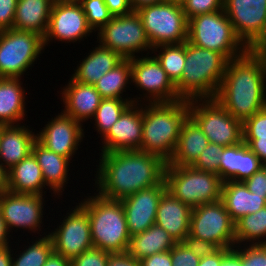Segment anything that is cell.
Segmentation results:
<instances>
[{"mask_svg": "<svg viewBox=\"0 0 266 266\" xmlns=\"http://www.w3.org/2000/svg\"><path fill=\"white\" fill-rule=\"evenodd\" d=\"M99 154L93 184L105 198L122 200L164 180L167 162L159 156L140 150Z\"/></svg>", "mask_w": 266, "mask_h": 266, "instance_id": "cell-1", "label": "cell"}, {"mask_svg": "<svg viewBox=\"0 0 266 266\" xmlns=\"http://www.w3.org/2000/svg\"><path fill=\"white\" fill-rule=\"evenodd\" d=\"M214 99L242 123L266 106L265 70L255 51L228 61Z\"/></svg>", "mask_w": 266, "mask_h": 266, "instance_id": "cell-2", "label": "cell"}, {"mask_svg": "<svg viewBox=\"0 0 266 266\" xmlns=\"http://www.w3.org/2000/svg\"><path fill=\"white\" fill-rule=\"evenodd\" d=\"M189 116V101L143 104V130L140 151L169 162L176 149L181 127Z\"/></svg>", "mask_w": 266, "mask_h": 266, "instance_id": "cell-3", "label": "cell"}, {"mask_svg": "<svg viewBox=\"0 0 266 266\" xmlns=\"http://www.w3.org/2000/svg\"><path fill=\"white\" fill-rule=\"evenodd\" d=\"M228 59L221 53L186 41V57L181 79L175 84L182 100L214 99L223 80Z\"/></svg>", "mask_w": 266, "mask_h": 266, "instance_id": "cell-4", "label": "cell"}, {"mask_svg": "<svg viewBox=\"0 0 266 266\" xmlns=\"http://www.w3.org/2000/svg\"><path fill=\"white\" fill-rule=\"evenodd\" d=\"M78 203L87 211L93 247L112 254L126 253L130 245L126 215L121 200L94 193Z\"/></svg>", "mask_w": 266, "mask_h": 266, "instance_id": "cell-5", "label": "cell"}, {"mask_svg": "<svg viewBox=\"0 0 266 266\" xmlns=\"http://www.w3.org/2000/svg\"><path fill=\"white\" fill-rule=\"evenodd\" d=\"M187 41L221 53L228 60L241 56L249 49L235 33L224 9L188 19Z\"/></svg>", "mask_w": 266, "mask_h": 266, "instance_id": "cell-6", "label": "cell"}, {"mask_svg": "<svg viewBox=\"0 0 266 266\" xmlns=\"http://www.w3.org/2000/svg\"><path fill=\"white\" fill-rule=\"evenodd\" d=\"M164 180L167 191L192 208L221 200L222 181L215 173L166 164Z\"/></svg>", "mask_w": 266, "mask_h": 266, "instance_id": "cell-7", "label": "cell"}, {"mask_svg": "<svg viewBox=\"0 0 266 266\" xmlns=\"http://www.w3.org/2000/svg\"><path fill=\"white\" fill-rule=\"evenodd\" d=\"M43 37L32 31H0V77L23 78L44 53Z\"/></svg>", "mask_w": 266, "mask_h": 266, "instance_id": "cell-8", "label": "cell"}, {"mask_svg": "<svg viewBox=\"0 0 266 266\" xmlns=\"http://www.w3.org/2000/svg\"><path fill=\"white\" fill-rule=\"evenodd\" d=\"M152 48L187 41L188 19L181 5L162 2L136 11Z\"/></svg>", "mask_w": 266, "mask_h": 266, "instance_id": "cell-9", "label": "cell"}, {"mask_svg": "<svg viewBox=\"0 0 266 266\" xmlns=\"http://www.w3.org/2000/svg\"><path fill=\"white\" fill-rule=\"evenodd\" d=\"M96 36V42L116 51L124 59L135 58L140 54L142 56L150 55L153 49L146 36L142 20L136 11L112 17L106 25L97 31ZM143 51L147 53L143 54ZM138 53L140 54L138 55Z\"/></svg>", "mask_w": 266, "mask_h": 266, "instance_id": "cell-10", "label": "cell"}, {"mask_svg": "<svg viewBox=\"0 0 266 266\" xmlns=\"http://www.w3.org/2000/svg\"><path fill=\"white\" fill-rule=\"evenodd\" d=\"M189 115L210 143L226 147L243 141L242 122L231 116L215 99L189 100Z\"/></svg>", "mask_w": 266, "mask_h": 266, "instance_id": "cell-11", "label": "cell"}, {"mask_svg": "<svg viewBox=\"0 0 266 266\" xmlns=\"http://www.w3.org/2000/svg\"><path fill=\"white\" fill-rule=\"evenodd\" d=\"M131 83L140 91L139 97L133 95V103H169L181 100L175 85L152 54L131 58Z\"/></svg>", "mask_w": 266, "mask_h": 266, "instance_id": "cell-12", "label": "cell"}, {"mask_svg": "<svg viewBox=\"0 0 266 266\" xmlns=\"http://www.w3.org/2000/svg\"><path fill=\"white\" fill-rule=\"evenodd\" d=\"M189 235L211 241L219 248L236 245L235 222L221 200L192 209Z\"/></svg>", "mask_w": 266, "mask_h": 266, "instance_id": "cell-13", "label": "cell"}, {"mask_svg": "<svg viewBox=\"0 0 266 266\" xmlns=\"http://www.w3.org/2000/svg\"><path fill=\"white\" fill-rule=\"evenodd\" d=\"M69 207L65 217L48 234L53 241L54 253L72 260L93 247L87 211L79 204Z\"/></svg>", "mask_w": 266, "mask_h": 266, "instance_id": "cell-14", "label": "cell"}, {"mask_svg": "<svg viewBox=\"0 0 266 266\" xmlns=\"http://www.w3.org/2000/svg\"><path fill=\"white\" fill-rule=\"evenodd\" d=\"M92 28L88 25L86 15L78 0H55L48 28L43 37L44 47L52 41L77 43L88 39ZM49 44V45H48Z\"/></svg>", "mask_w": 266, "mask_h": 266, "instance_id": "cell-15", "label": "cell"}, {"mask_svg": "<svg viewBox=\"0 0 266 266\" xmlns=\"http://www.w3.org/2000/svg\"><path fill=\"white\" fill-rule=\"evenodd\" d=\"M46 195L13 193L6 191L0 196V211L8 227L9 232L13 235L19 229L22 233L40 234L43 227V215H45L44 206L46 205ZM45 200V201H44ZM28 229V231H27Z\"/></svg>", "mask_w": 266, "mask_h": 266, "instance_id": "cell-16", "label": "cell"}, {"mask_svg": "<svg viewBox=\"0 0 266 266\" xmlns=\"http://www.w3.org/2000/svg\"><path fill=\"white\" fill-rule=\"evenodd\" d=\"M85 125L62 111L45 123L40 132L36 131V140L46 149L72 161L85 137Z\"/></svg>", "mask_w": 266, "mask_h": 266, "instance_id": "cell-17", "label": "cell"}, {"mask_svg": "<svg viewBox=\"0 0 266 266\" xmlns=\"http://www.w3.org/2000/svg\"><path fill=\"white\" fill-rule=\"evenodd\" d=\"M233 29L250 49L266 30V0H224Z\"/></svg>", "mask_w": 266, "mask_h": 266, "instance_id": "cell-18", "label": "cell"}, {"mask_svg": "<svg viewBox=\"0 0 266 266\" xmlns=\"http://www.w3.org/2000/svg\"><path fill=\"white\" fill-rule=\"evenodd\" d=\"M143 130V104L132 103L108 133L100 139L99 153L140 150ZM102 147V148H101Z\"/></svg>", "mask_w": 266, "mask_h": 266, "instance_id": "cell-19", "label": "cell"}, {"mask_svg": "<svg viewBox=\"0 0 266 266\" xmlns=\"http://www.w3.org/2000/svg\"><path fill=\"white\" fill-rule=\"evenodd\" d=\"M165 180L121 200L130 236L144 232L155 224L158 204L166 191Z\"/></svg>", "mask_w": 266, "mask_h": 266, "instance_id": "cell-20", "label": "cell"}, {"mask_svg": "<svg viewBox=\"0 0 266 266\" xmlns=\"http://www.w3.org/2000/svg\"><path fill=\"white\" fill-rule=\"evenodd\" d=\"M61 102L64 109L62 112L74 120L84 124L94 117L100 105L102 97L96 90L95 85L83 84L75 81L72 77L64 87H60Z\"/></svg>", "mask_w": 266, "mask_h": 266, "instance_id": "cell-21", "label": "cell"}, {"mask_svg": "<svg viewBox=\"0 0 266 266\" xmlns=\"http://www.w3.org/2000/svg\"><path fill=\"white\" fill-rule=\"evenodd\" d=\"M262 168L258 156L243 141L224 147L218 176L222 182L244 181Z\"/></svg>", "mask_w": 266, "mask_h": 266, "instance_id": "cell-22", "label": "cell"}, {"mask_svg": "<svg viewBox=\"0 0 266 266\" xmlns=\"http://www.w3.org/2000/svg\"><path fill=\"white\" fill-rule=\"evenodd\" d=\"M31 128L24 123L0 126V162L7 170L32 153L36 133Z\"/></svg>", "mask_w": 266, "mask_h": 266, "instance_id": "cell-23", "label": "cell"}, {"mask_svg": "<svg viewBox=\"0 0 266 266\" xmlns=\"http://www.w3.org/2000/svg\"><path fill=\"white\" fill-rule=\"evenodd\" d=\"M192 209L166 190L158 204L155 224L164 228L176 243L182 242L190 233Z\"/></svg>", "mask_w": 266, "mask_h": 266, "instance_id": "cell-24", "label": "cell"}, {"mask_svg": "<svg viewBox=\"0 0 266 266\" xmlns=\"http://www.w3.org/2000/svg\"><path fill=\"white\" fill-rule=\"evenodd\" d=\"M32 153L41 167L44 182L48 190L50 188L49 192L52 191L51 196L54 194V197L58 196L57 199H60L59 197H62V193L66 190V184L70 181L71 160L46 149L37 140L33 143Z\"/></svg>", "mask_w": 266, "mask_h": 266, "instance_id": "cell-25", "label": "cell"}, {"mask_svg": "<svg viewBox=\"0 0 266 266\" xmlns=\"http://www.w3.org/2000/svg\"><path fill=\"white\" fill-rule=\"evenodd\" d=\"M22 80L0 77V126L19 125L26 121L27 95Z\"/></svg>", "mask_w": 266, "mask_h": 266, "instance_id": "cell-26", "label": "cell"}, {"mask_svg": "<svg viewBox=\"0 0 266 266\" xmlns=\"http://www.w3.org/2000/svg\"><path fill=\"white\" fill-rule=\"evenodd\" d=\"M89 50L86 57L80 60L72 78L83 84L95 85L98 80L108 71L112 70L124 58L116 51L102 46L99 42Z\"/></svg>", "mask_w": 266, "mask_h": 266, "instance_id": "cell-27", "label": "cell"}, {"mask_svg": "<svg viewBox=\"0 0 266 266\" xmlns=\"http://www.w3.org/2000/svg\"><path fill=\"white\" fill-rule=\"evenodd\" d=\"M221 201L234 222L266 206L264 195L250 192L243 181L222 182Z\"/></svg>", "mask_w": 266, "mask_h": 266, "instance_id": "cell-28", "label": "cell"}, {"mask_svg": "<svg viewBox=\"0 0 266 266\" xmlns=\"http://www.w3.org/2000/svg\"><path fill=\"white\" fill-rule=\"evenodd\" d=\"M43 173L33 153L8 170V191L46 195Z\"/></svg>", "mask_w": 266, "mask_h": 266, "instance_id": "cell-29", "label": "cell"}, {"mask_svg": "<svg viewBox=\"0 0 266 266\" xmlns=\"http://www.w3.org/2000/svg\"><path fill=\"white\" fill-rule=\"evenodd\" d=\"M208 144V138L197 122L189 115L181 127L176 149L167 164L191 166Z\"/></svg>", "mask_w": 266, "mask_h": 266, "instance_id": "cell-30", "label": "cell"}, {"mask_svg": "<svg viewBox=\"0 0 266 266\" xmlns=\"http://www.w3.org/2000/svg\"><path fill=\"white\" fill-rule=\"evenodd\" d=\"M55 0H18L13 29L32 31L44 37Z\"/></svg>", "mask_w": 266, "mask_h": 266, "instance_id": "cell-31", "label": "cell"}, {"mask_svg": "<svg viewBox=\"0 0 266 266\" xmlns=\"http://www.w3.org/2000/svg\"><path fill=\"white\" fill-rule=\"evenodd\" d=\"M175 244L174 239L164 228L154 224L144 232L131 236L127 253L140 260L155 253L169 251Z\"/></svg>", "mask_w": 266, "mask_h": 266, "instance_id": "cell-32", "label": "cell"}, {"mask_svg": "<svg viewBox=\"0 0 266 266\" xmlns=\"http://www.w3.org/2000/svg\"><path fill=\"white\" fill-rule=\"evenodd\" d=\"M131 83V59H123L112 70L105 73L95 84L96 90L100 93L102 99L119 98L127 99L131 104L133 98L123 94L127 92ZM128 88V89H127ZM124 95V96H123ZM123 96V97H122Z\"/></svg>", "mask_w": 266, "mask_h": 266, "instance_id": "cell-33", "label": "cell"}, {"mask_svg": "<svg viewBox=\"0 0 266 266\" xmlns=\"http://www.w3.org/2000/svg\"><path fill=\"white\" fill-rule=\"evenodd\" d=\"M235 238L236 245H266V206L235 222Z\"/></svg>", "mask_w": 266, "mask_h": 266, "instance_id": "cell-34", "label": "cell"}, {"mask_svg": "<svg viewBox=\"0 0 266 266\" xmlns=\"http://www.w3.org/2000/svg\"><path fill=\"white\" fill-rule=\"evenodd\" d=\"M46 232H41L40 237H36V239H32L29 243V246L24 245V249L20 251L19 244V252L12 250V266H44L47 259L54 252L53 249V241L49 234ZM32 243V244H31ZM15 252V254H14ZM18 252V254H16Z\"/></svg>", "mask_w": 266, "mask_h": 266, "instance_id": "cell-35", "label": "cell"}, {"mask_svg": "<svg viewBox=\"0 0 266 266\" xmlns=\"http://www.w3.org/2000/svg\"><path fill=\"white\" fill-rule=\"evenodd\" d=\"M151 54L158 60L168 78L175 85L181 79L184 71L186 42L156 46L152 49Z\"/></svg>", "mask_w": 266, "mask_h": 266, "instance_id": "cell-36", "label": "cell"}, {"mask_svg": "<svg viewBox=\"0 0 266 266\" xmlns=\"http://www.w3.org/2000/svg\"><path fill=\"white\" fill-rule=\"evenodd\" d=\"M131 103L127 99L105 98L100 102L92 118L98 138L101 139L108 133L112 125L118 121L120 115Z\"/></svg>", "mask_w": 266, "mask_h": 266, "instance_id": "cell-37", "label": "cell"}, {"mask_svg": "<svg viewBox=\"0 0 266 266\" xmlns=\"http://www.w3.org/2000/svg\"><path fill=\"white\" fill-rule=\"evenodd\" d=\"M220 266H266V245H235Z\"/></svg>", "mask_w": 266, "mask_h": 266, "instance_id": "cell-38", "label": "cell"}, {"mask_svg": "<svg viewBox=\"0 0 266 266\" xmlns=\"http://www.w3.org/2000/svg\"><path fill=\"white\" fill-rule=\"evenodd\" d=\"M78 2L81 4L87 23L94 33L99 31L113 17L104 0H78Z\"/></svg>", "mask_w": 266, "mask_h": 266, "instance_id": "cell-39", "label": "cell"}, {"mask_svg": "<svg viewBox=\"0 0 266 266\" xmlns=\"http://www.w3.org/2000/svg\"><path fill=\"white\" fill-rule=\"evenodd\" d=\"M224 147L210 143L205 147L200 156L191 165L194 169L215 173L218 175L221 154Z\"/></svg>", "mask_w": 266, "mask_h": 266, "instance_id": "cell-40", "label": "cell"}, {"mask_svg": "<svg viewBox=\"0 0 266 266\" xmlns=\"http://www.w3.org/2000/svg\"><path fill=\"white\" fill-rule=\"evenodd\" d=\"M243 139L266 138V106L242 123Z\"/></svg>", "mask_w": 266, "mask_h": 266, "instance_id": "cell-41", "label": "cell"}, {"mask_svg": "<svg viewBox=\"0 0 266 266\" xmlns=\"http://www.w3.org/2000/svg\"><path fill=\"white\" fill-rule=\"evenodd\" d=\"M182 9L187 19L224 9V0H186Z\"/></svg>", "mask_w": 266, "mask_h": 266, "instance_id": "cell-42", "label": "cell"}, {"mask_svg": "<svg viewBox=\"0 0 266 266\" xmlns=\"http://www.w3.org/2000/svg\"><path fill=\"white\" fill-rule=\"evenodd\" d=\"M112 253L92 247L70 260V266H106Z\"/></svg>", "mask_w": 266, "mask_h": 266, "instance_id": "cell-43", "label": "cell"}, {"mask_svg": "<svg viewBox=\"0 0 266 266\" xmlns=\"http://www.w3.org/2000/svg\"><path fill=\"white\" fill-rule=\"evenodd\" d=\"M172 266H198L200 259L182 242L171 249Z\"/></svg>", "mask_w": 266, "mask_h": 266, "instance_id": "cell-44", "label": "cell"}, {"mask_svg": "<svg viewBox=\"0 0 266 266\" xmlns=\"http://www.w3.org/2000/svg\"><path fill=\"white\" fill-rule=\"evenodd\" d=\"M182 243L191 250L199 259L215 253L219 247L211 241L198 239L187 235Z\"/></svg>", "mask_w": 266, "mask_h": 266, "instance_id": "cell-45", "label": "cell"}, {"mask_svg": "<svg viewBox=\"0 0 266 266\" xmlns=\"http://www.w3.org/2000/svg\"><path fill=\"white\" fill-rule=\"evenodd\" d=\"M18 0H0V31L13 28Z\"/></svg>", "mask_w": 266, "mask_h": 266, "instance_id": "cell-46", "label": "cell"}, {"mask_svg": "<svg viewBox=\"0 0 266 266\" xmlns=\"http://www.w3.org/2000/svg\"><path fill=\"white\" fill-rule=\"evenodd\" d=\"M243 182L250 192L257 195H264L266 199V174L262 168Z\"/></svg>", "mask_w": 266, "mask_h": 266, "instance_id": "cell-47", "label": "cell"}, {"mask_svg": "<svg viewBox=\"0 0 266 266\" xmlns=\"http://www.w3.org/2000/svg\"><path fill=\"white\" fill-rule=\"evenodd\" d=\"M138 261L140 266H172L171 250L155 253Z\"/></svg>", "mask_w": 266, "mask_h": 266, "instance_id": "cell-48", "label": "cell"}, {"mask_svg": "<svg viewBox=\"0 0 266 266\" xmlns=\"http://www.w3.org/2000/svg\"><path fill=\"white\" fill-rule=\"evenodd\" d=\"M104 2L113 17L133 12L130 0H104Z\"/></svg>", "mask_w": 266, "mask_h": 266, "instance_id": "cell-49", "label": "cell"}, {"mask_svg": "<svg viewBox=\"0 0 266 266\" xmlns=\"http://www.w3.org/2000/svg\"><path fill=\"white\" fill-rule=\"evenodd\" d=\"M243 142L255 153L260 162H266V138L243 139Z\"/></svg>", "mask_w": 266, "mask_h": 266, "instance_id": "cell-50", "label": "cell"}, {"mask_svg": "<svg viewBox=\"0 0 266 266\" xmlns=\"http://www.w3.org/2000/svg\"><path fill=\"white\" fill-rule=\"evenodd\" d=\"M106 266H140V263L126 252L111 254Z\"/></svg>", "mask_w": 266, "mask_h": 266, "instance_id": "cell-51", "label": "cell"}, {"mask_svg": "<svg viewBox=\"0 0 266 266\" xmlns=\"http://www.w3.org/2000/svg\"><path fill=\"white\" fill-rule=\"evenodd\" d=\"M232 248H219L215 253L200 259L198 266H220L222 258Z\"/></svg>", "mask_w": 266, "mask_h": 266, "instance_id": "cell-52", "label": "cell"}, {"mask_svg": "<svg viewBox=\"0 0 266 266\" xmlns=\"http://www.w3.org/2000/svg\"><path fill=\"white\" fill-rule=\"evenodd\" d=\"M11 236L12 235L10 234L8 227L6 226V223L2 217V213L0 211V248L11 245L12 243L11 240L13 239Z\"/></svg>", "mask_w": 266, "mask_h": 266, "instance_id": "cell-53", "label": "cell"}, {"mask_svg": "<svg viewBox=\"0 0 266 266\" xmlns=\"http://www.w3.org/2000/svg\"><path fill=\"white\" fill-rule=\"evenodd\" d=\"M44 266H70V260L53 252Z\"/></svg>", "mask_w": 266, "mask_h": 266, "instance_id": "cell-54", "label": "cell"}, {"mask_svg": "<svg viewBox=\"0 0 266 266\" xmlns=\"http://www.w3.org/2000/svg\"><path fill=\"white\" fill-rule=\"evenodd\" d=\"M0 266H12L11 245L0 248Z\"/></svg>", "mask_w": 266, "mask_h": 266, "instance_id": "cell-55", "label": "cell"}, {"mask_svg": "<svg viewBox=\"0 0 266 266\" xmlns=\"http://www.w3.org/2000/svg\"><path fill=\"white\" fill-rule=\"evenodd\" d=\"M8 191V170L0 162V196Z\"/></svg>", "mask_w": 266, "mask_h": 266, "instance_id": "cell-56", "label": "cell"}, {"mask_svg": "<svg viewBox=\"0 0 266 266\" xmlns=\"http://www.w3.org/2000/svg\"><path fill=\"white\" fill-rule=\"evenodd\" d=\"M133 11H137L142 7L152 4H159L165 2V0H130Z\"/></svg>", "mask_w": 266, "mask_h": 266, "instance_id": "cell-57", "label": "cell"}, {"mask_svg": "<svg viewBox=\"0 0 266 266\" xmlns=\"http://www.w3.org/2000/svg\"><path fill=\"white\" fill-rule=\"evenodd\" d=\"M251 50L255 51L261 58L265 70V80H266V46H252Z\"/></svg>", "mask_w": 266, "mask_h": 266, "instance_id": "cell-58", "label": "cell"}, {"mask_svg": "<svg viewBox=\"0 0 266 266\" xmlns=\"http://www.w3.org/2000/svg\"><path fill=\"white\" fill-rule=\"evenodd\" d=\"M253 46H266V30L262 37Z\"/></svg>", "mask_w": 266, "mask_h": 266, "instance_id": "cell-59", "label": "cell"}, {"mask_svg": "<svg viewBox=\"0 0 266 266\" xmlns=\"http://www.w3.org/2000/svg\"><path fill=\"white\" fill-rule=\"evenodd\" d=\"M186 0H165V2H170V3H174V4H178L181 5L185 2Z\"/></svg>", "mask_w": 266, "mask_h": 266, "instance_id": "cell-60", "label": "cell"}, {"mask_svg": "<svg viewBox=\"0 0 266 266\" xmlns=\"http://www.w3.org/2000/svg\"><path fill=\"white\" fill-rule=\"evenodd\" d=\"M262 169L264 170V172L266 174V162L262 164Z\"/></svg>", "mask_w": 266, "mask_h": 266, "instance_id": "cell-61", "label": "cell"}]
</instances>
